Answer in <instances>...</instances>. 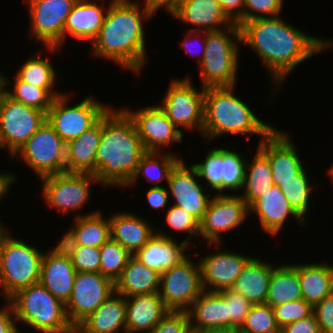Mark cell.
<instances>
[{
  "mask_svg": "<svg viewBox=\"0 0 333 333\" xmlns=\"http://www.w3.org/2000/svg\"><path fill=\"white\" fill-rule=\"evenodd\" d=\"M53 247L43 254L39 282L66 305L73 291L76 270L66 251L58 243Z\"/></svg>",
  "mask_w": 333,
  "mask_h": 333,
  "instance_id": "cell-23",
  "label": "cell"
},
{
  "mask_svg": "<svg viewBox=\"0 0 333 333\" xmlns=\"http://www.w3.org/2000/svg\"><path fill=\"white\" fill-rule=\"evenodd\" d=\"M114 292V282L102 274L76 272L73 291L65 305L69 323L77 327Z\"/></svg>",
  "mask_w": 333,
  "mask_h": 333,
  "instance_id": "cell-17",
  "label": "cell"
},
{
  "mask_svg": "<svg viewBox=\"0 0 333 333\" xmlns=\"http://www.w3.org/2000/svg\"><path fill=\"white\" fill-rule=\"evenodd\" d=\"M327 175L330 177V181H332L333 184V163L330 165V167L327 169Z\"/></svg>",
  "mask_w": 333,
  "mask_h": 333,
  "instance_id": "cell-60",
  "label": "cell"
},
{
  "mask_svg": "<svg viewBox=\"0 0 333 333\" xmlns=\"http://www.w3.org/2000/svg\"><path fill=\"white\" fill-rule=\"evenodd\" d=\"M226 296L228 331H238L252 306L242 294L232 289L221 291Z\"/></svg>",
  "mask_w": 333,
  "mask_h": 333,
  "instance_id": "cell-47",
  "label": "cell"
},
{
  "mask_svg": "<svg viewBox=\"0 0 333 333\" xmlns=\"http://www.w3.org/2000/svg\"><path fill=\"white\" fill-rule=\"evenodd\" d=\"M190 331H228L226 296L221 292L203 291L187 311Z\"/></svg>",
  "mask_w": 333,
  "mask_h": 333,
  "instance_id": "cell-25",
  "label": "cell"
},
{
  "mask_svg": "<svg viewBox=\"0 0 333 333\" xmlns=\"http://www.w3.org/2000/svg\"><path fill=\"white\" fill-rule=\"evenodd\" d=\"M273 310L280 329L292 322L307 318L313 313V307L304 299L286 302L273 307Z\"/></svg>",
  "mask_w": 333,
  "mask_h": 333,
  "instance_id": "cell-48",
  "label": "cell"
},
{
  "mask_svg": "<svg viewBox=\"0 0 333 333\" xmlns=\"http://www.w3.org/2000/svg\"><path fill=\"white\" fill-rule=\"evenodd\" d=\"M204 94L205 88L198 90L190 76L176 77L171 79L164 97L157 103L181 132L197 131L202 136Z\"/></svg>",
  "mask_w": 333,
  "mask_h": 333,
  "instance_id": "cell-10",
  "label": "cell"
},
{
  "mask_svg": "<svg viewBox=\"0 0 333 333\" xmlns=\"http://www.w3.org/2000/svg\"><path fill=\"white\" fill-rule=\"evenodd\" d=\"M4 300V306L0 308V333H23L24 329L22 327L21 330L19 329L21 324L17 325L14 309L9 298H4Z\"/></svg>",
  "mask_w": 333,
  "mask_h": 333,
  "instance_id": "cell-53",
  "label": "cell"
},
{
  "mask_svg": "<svg viewBox=\"0 0 333 333\" xmlns=\"http://www.w3.org/2000/svg\"><path fill=\"white\" fill-rule=\"evenodd\" d=\"M181 1L182 0H144L143 4L153 15H156L162 8L164 12L166 11L171 15L178 8Z\"/></svg>",
  "mask_w": 333,
  "mask_h": 333,
  "instance_id": "cell-57",
  "label": "cell"
},
{
  "mask_svg": "<svg viewBox=\"0 0 333 333\" xmlns=\"http://www.w3.org/2000/svg\"><path fill=\"white\" fill-rule=\"evenodd\" d=\"M226 15L234 22L240 25L244 22V4L243 0H218Z\"/></svg>",
  "mask_w": 333,
  "mask_h": 333,
  "instance_id": "cell-56",
  "label": "cell"
},
{
  "mask_svg": "<svg viewBox=\"0 0 333 333\" xmlns=\"http://www.w3.org/2000/svg\"><path fill=\"white\" fill-rule=\"evenodd\" d=\"M153 104L142 108L139 107L136 111L126 105L121 108L133 120L137 134L146 152L173 153L171 146L174 143L182 144L184 132H181L169 120L166 113L157 103ZM168 149L170 150L168 151Z\"/></svg>",
  "mask_w": 333,
  "mask_h": 333,
  "instance_id": "cell-15",
  "label": "cell"
},
{
  "mask_svg": "<svg viewBox=\"0 0 333 333\" xmlns=\"http://www.w3.org/2000/svg\"><path fill=\"white\" fill-rule=\"evenodd\" d=\"M298 279L303 299L314 307L333 293V264L300 262Z\"/></svg>",
  "mask_w": 333,
  "mask_h": 333,
  "instance_id": "cell-33",
  "label": "cell"
},
{
  "mask_svg": "<svg viewBox=\"0 0 333 333\" xmlns=\"http://www.w3.org/2000/svg\"><path fill=\"white\" fill-rule=\"evenodd\" d=\"M170 17L191 25L189 31H220L234 24L218 0H182Z\"/></svg>",
  "mask_w": 333,
  "mask_h": 333,
  "instance_id": "cell-24",
  "label": "cell"
},
{
  "mask_svg": "<svg viewBox=\"0 0 333 333\" xmlns=\"http://www.w3.org/2000/svg\"><path fill=\"white\" fill-rule=\"evenodd\" d=\"M29 55L30 58L25 60L16 72V75L24 82L43 89H56L57 81L59 80L56 68L52 64V60L42 57V50ZM58 78V79H57Z\"/></svg>",
  "mask_w": 333,
  "mask_h": 333,
  "instance_id": "cell-39",
  "label": "cell"
},
{
  "mask_svg": "<svg viewBox=\"0 0 333 333\" xmlns=\"http://www.w3.org/2000/svg\"><path fill=\"white\" fill-rule=\"evenodd\" d=\"M249 215H255L258 220L260 219L258 222L261 227L260 231L266 232L270 238H275L281 233L290 217L294 218V221H297V225L301 228H306L307 225L293 210L279 186L275 184L249 206Z\"/></svg>",
  "mask_w": 333,
  "mask_h": 333,
  "instance_id": "cell-21",
  "label": "cell"
},
{
  "mask_svg": "<svg viewBox=\"0 0 333 333\" xmlns=\"http://www.w3.org/2000/svg\"><path fill=\"white\" fill-rule=\"evenodd\" d=\"M281 333H321V330L314 313H312L307 318L286 325L281 329Z\"/></svg>",
  "mask_w": 333,
  "mask_h": 333,
  "instance_id": "cell-55",
  "label": "cell"
},
{
  "mask_svg": "<svg viewBox=\"0 0 333 333\" xmlns=\"http://www.w3.org/2000/svg\"><path fill=\"white\" fill-rule=\"evenodd\" d=\"M161 228L156 227V233L133 255L160 275L185 259L189 255L187 252H192L183 240L179 243L172 233L164 232L163 226Z\"/></svg>",
  "mask_w": 333,
  "mask_h": 333,
  "instance_id": "cell-22",
  "label": "cell"
},
{
  "mask_svg": "<svg viewBox=\"0 0 333 333\" xmlns=\"http://www.w3.org/2000/svg\"><path fill=\"white\" fill-rule=\"evenodd\" d=\"M190 323L187 312L169 311L149 333H189Z\"/></svg>",
  "mask_w": 333,
  "mask_h": 333,
  "instance_id": "cell-50",
  "label": "cell"
},
{
  "mask_svg": "<svg viewBox=\"0 0 333 333\" xmlns=\"http://www.w3.org/2000/svg\"><path fill=\"white\" fill-rule=\"evenodd\" d=\"M189 37L193 38L194 40L190 39ZM205 39H206V31H188L187 30V34H185L182 42H180L179 45L181 48L184 49L186 56L193 57V59L195 58L197 64H200V62L203 59V56L205 54V45H206ZM190 40H193L194 44H195L196 40L198 41V43L201 40V44L199 45L200 47L198 46V48H197V45L195 46L193 44V42H191ZM192 48H194V49H192Z\"/></svg>",
  "mask_w": 333,
  "mask_h": 333,
  "instance_id": "cell-52",
  "label": "cell"
},
{
  "mask_svg": "<svg viewBox=\"0 0 333 333\" xmlns=\"http://www.w3.org/2000/svg\"><path fill=\"white\" fill-rule=\"evenodd\" d=\"M257 254L246 263L231 288L242 294L252 304L266 303L268 287L276 265L259 259Z\"/></svg>",
  "mask_w": 333,
  "mask_h": 333,
  "instance_id": "cell-31",
  "label": "cell"
},
{
  "mask_svg": "<svg viewBox=\"0 0 333 333\" xmlns=\"http://www.w3.org/2000/svg\"><path fill=\"white\" fill-rule=\"evenodd\" d=\"M65 152L66 143L46 120L12 159L19 158L41 179L65 172Z\"/></svg>",
  "mask_w": 333,
  "mask_h": 333,
  "instance_id": "cell-12",
  "label": "cell"
},
{
  "mask_svg": "<svg viewBox=\"0 0 333 333\" xmlns=\"http://www.w3.org/2000/svg\"><path fill=\"white\" fill-rule=\"evenodd\" d=\"M218 248L213 253H207L198 260L202 287L205 291L219 292L231 289L246 263L253 257L241 252H233L223 248L222 243H209ZM223 248V249H221ZM217 251V252H216Z\"/></svg>",
  "mask_w": 333,
  "mask_h": 333,
  "instance_id": "cell-19",
  "label": "cell"
},
{
  "mask_svg": "<svg viewBox=\"0 0 333 333\" xmlns=\"http://www.w3.org/2000/svg\"><path fill=\"white\" fill-rule=\"evenodd\" d=\"M13 80V83L9 82L11 81L9 76L4 75L2 72L1 90L12 100L46 113L51 108L53 100L63 94L62 90L43 89L30 85L22 81L16 74ZM12 84V88H8Z\"/></svg>",
  "mask_w": 333,
  "mask_h": 333,
  "instance_id": "cell-37",
  "label": "cell"
},
{
  "mask_svg": "<svg viewBox=\"0 0 333 333\" xmlns=\"http://www.w3.org/2000/svg\"><path fill=\"white\" fill-rule=\"evenodd\" d=\"M1 89H2V72L0 73V91H1Z\"/></svg>",
  "mask_w": 333,
  "mask_h": 333,
  "instance_id": "cell-63",
  "label": "cell"
},
{
  "mask_svg": "<svg viewBox=\"0 0 333 333\" xmlns=\"http://www.w3.org/2000/svg\"><path fill=\"white\" fill-rule=\"evenodd\" d=\"M9 300L17 324L40 333H67L69 323L65 304L54 297L40 282L16 291Z\"/></svg>",
  "mask_w": 333,
  "mask_h": 333,
  "instance_id": "cell-6",
  "label": "cell"
},
{
  "mask_svg": "<svg viewBox=\"0 0 333 333\" xmlns=\"http://www.w3.org/2000/svg\"><path fill=\"white\" fill-rule=\"evenodd\" d=\"M205 54L199 64L201 87L236 86L241 35L237 23L220 31L206 32Z\"/></svg>",
  "mask_w": 333,
  "mask_h": 333,
  "instance_id": "cell-5",
  "label": "cell"
},
{
  "mask_svg": "<svg viewBox=\"0 0 333 333\" xmlns=\"http://www.w3.org/2000/svg\"><path fill=\"white\" fill-rule=\"evenodd\" d=\"M100 256V274L115 283L132 255L118 242L110 238L100 247Z\"/></svg>",
  "mask_w": 333,
  "mask_h": 333,
  "instance_id": "cell-43",
  "label": "cell"
},
{
  "mask_svg": "<svg viewBox=\"0 0 333 333\" xmlns=\"http://www.w3.org/2000/svg\"><path fill=\"white\" fill-rule=\"evenodd\" d=\"M159 186V187H149L147 189L146 193V199H147V203L149 204V206L155 210H167L166 206H170L168 205L170 200V196H169V192L167 189V186ZM164 208V209H163Z\"/></svg>",
  "mask_w": 333,
  "mask_h": 333,
  "instance_id": "cell-54",
  "label": "cell"
},
{
  "mask_svg": "<svg viewBox=\"0 0 333 333\" xmlns=\"http://www.w3.org/2000/svg\"><path fill=\"white\" fill-rule=\"evenodd\" d=\"M272 171L268 159L256 148L251 162L246 160L245 178L240 196L250 206L273 186Z\"/></svg>",
  "mask_w": 333,
  "mask_h": 333,
  "instance_id": "cell-38",
  "label": "cell"
},
{
  "mask_svg": "<svg viewBox=\"0 0 333 333\" xmlns=\"http://www.w3.org/2000/svg\"><path fill=\"white\" fill-rule=\"evenodd\" d=\"M208 149L204 160L192 163L200 180H204L210 193L222 194L223 178V147Z\"/></svg>",
  "mask_w": 333,
  "mask_h": 333,
  "instance_id": "cell-42",
  "label": "cell"
},
{
  "mask_svg": "<svg viewBox=\"0 0 333 333\" xmlns=\"http://www.w3.org/2000/svg\"><path fill=\"white\" fill-rule=\"evenodd\" d=\"M102 134V117L81 136L66 143L65 172L96 176V154Z\"/></svg>",
  "mask_w": 333,
  "mask_h": 333,
  "instance_id": "cell-30",
  "label": "cell"
},
{
  "mask_svg": "<svg viewBox=\"0 0 333 333\" xmlns=\"http://www.w3.org/2000/svg\"><path fill=\"white\" fill-rule=\"evenodd\" d=\"M103 6L94 0H77L64 25V44L67 37L92 43L106 17L108 7Z\"/></svg>",
  "mask_w": 333,
  "mask_h": 333,
  "instance_id": "cell-27",
  "label": "cell"
},
{
  "mask_svg": "<svg viewBox=\"0 0 333 333\" xmlns=\"http://www.w3.org/2000/svg\"><path fill=\"white\" fill-rule=\"evenodd\" d=\"M286 22L279 15L251 19L239 25L241 46L253 50L270 76L269 82L274 86L269 91L270 98L274 96L272 91L274 94L280 91L297 66L333 47V39L309 35Z\"/></svg>",
  "mask_w": 333,
  "mask_h": 333,
  "instance_id": "cell-1",
  "label": "cell"
},
{
  "mask_svg": "<svg viewBox=\"0 0 333 333\" xmlns=\"http://www.w3.org/2000/svg\"><path fill=\"white\" fill-rule=\"evenodd\" d=\"M146 153L133 120L122 108L110 107L102 116L96 154V178L104 187L126 188Z\"/></svg>",
  "mask_w": 333,
  "mask_h": 333,
  "instance_id": "cell-3",
  "label": "cell"
},
{
  "mask_svg": "<svg viewBox=\"0 0 333 333\" xmlns=\"http://www.w3.org/2000/svg\"><path fill=\"white\" fill-rule=\"evenodd\" d=\"M127 333H149L169 312L157 293L125 297Z\"/></svg>",
  "mask_w": 333,
  "mask_h": 333,
  "instance_id": "cell-29",
  "label": "cell"
},
{
  "mask_svg": "<svg viewBox=\"0 0 333 333\" xmlns=\"http://www.w3.org/2000/svg\"><path fill=\"white\" fill-rule=\"evenodd\" d=\"M77 328L83 333H127L125 297L114 292Z\"/></svg>",
  "mask_w": 333,
  "mask_h": 333,
  "instance_id": "cell-32",
  "label": "cell"
},
{
  "mask_svg": "<svg viewBox=\"0 0 333 333\" xmlns=\"http://www.w3.org/2000/svg\"><path fill=\"white\" fill-rule=\"evenodd\" d=\"M202 333H232V331H216V332H202Z\"/></svg>",
  "mask_w": 333,
  "mask_h": 333,
  "instance_id": "cell-62",
  "label": "cell"
},
{
  "mask_svg": "<svg viewBox=\"0 0 333 333\" xmlns=\"http://www.w3.org/2000/svg\"><path fill=\"white\" fill-rule=\"evenodd\" d=\"M239 333H281L273 307L269 304H252Z\"/></svg>",
  "mask_w": 333,
  "mask_h": 333,
  "instance_id": "cell-44",
  "label": "cell"
},
{
  "mask_svg": "<svg viewBox=\"0 0 333 333\" xmlns=\"http://www.w3.org/2000/svg\"><path fill=\"white\" fill-rule=\"evenodd\" d=\"M165 211V224L168 229L177 232V234L187 233V237L183 241L187 245H191V239L199 236V221L190 213L186 212L183 208L172 205ZM179 232V233H178ZM190 243V244H189Z\"/></svg>",
  "mask_w": 333,
  "mask_h": 333,
  "instance_id": "cell-45",
  "label": "cell"
},
{
  "mask_svg": "<svg viewBox=\"0 0 333 333\" xmlns=\"http://www.w3.org/2000/svg\"><path fill=\"white\" fill-rule=\"evenodd\" d=\"M71 94L69 91L56 97L47 112V122L65 143L93 127L111 107L98 101L92 94L78 103L70 104L73 100Z\"/></svg>",
  "mask_w": 333,
  "mask_h": 333,
  "instance_id": "cell-8",
  "label": "cell"
},
{
  "mask_svg": "<svg viewBox=\"0 0 333 333\" xmlns=\"http://www.w3.org/2000/svg\"><path fill=\"white\" fill-rule=\"evenodd\" d=\"M73 224L58 240L60 246H89L100 248L111 238L109 217L102 210L72 220Z\"/></svg>",
  "mask_w": 333,
  "mask_h": 333,
  "instance_id": "cell-26",
  "label": "cell"
},
{
  "mask_svg": "<svg viewBox=\"0 0 333 333\" xmlns=\"http://www.w3.org/2000/svg\"><path fill=\"white\" fill-rule=\"evenodd\" d=\"M244 21L282 15L284 0H243Z\"/></svg>",
  "mask_w": 333,
  "mask_h": 333,
  "instance_id": "cell-49",
  "label": "cell"
},
{
  "mask_svg": "<svg viewBox=\"0 0 333 333\" xmlns=\"http://www.w3.org/2000/svg\"><path fill=\"white\" fill-rule=\"evenodd\" d=\"M11 230L0 248V296L9 298L24 287L39 283L45 250L12 235Z\"/></svg>",
  "mask_w": 333,
  "mask_h": 333,
  "instance_id": "cell-7",
  "label": "cell"
},
{
  "mask_svg": "<svg viewBox=\"0 0 333 333\" xmlns=\"http://www.w3.org/2000/svg\"><path fill=\"white\" fill-rule=\"evenodd\" d=\"M109 3L104 23L91 43V57L111 61L140 77L148 65L144 22L154 15L137 0H109Z\"/></svg>",
  "mask_w": 333,
  "mask_h": 333,
  "instance_id": "cell-2",
  "label": "cell"
},
{
  "mask_svg": "<svg viewBox=\"0 0 333 333\" xmlns=\"http://www.w3.org/2000/svg\"><path fill=\"white\" fill-rule=\"evenodd\" d=\"M236 86L207 87L204 94V120L201 139L212 142L222 135H258L261 142L275 126L258 117L235 94Z\"/></svg>",
  "mask_w": 333,
  "mask_h": 333,
  "instance_id": "cell-4",
  "label": "cell"
},
{
  "mask_svg": "<svg viewBox=\"0 0 333 333\" xmlns=\"http://www.w3.org/2000/svg\"><path fill=\"white\" fill-rule=\"evenodd\" d=\"M5 223L2 222L0 217V248L1 244L3 242V239L6 237V235L9 233L11 228H8V226H4ZM9 229V230H8Z\"/></svg>",
  "mask_w": 333,
  "mask_h": 333,
  "instance_id": "cell-59",
  "label": "cell"
},
{
  "mask_svg": "<svg viewBox=\"0 0 333 333\" xmlns=\"http://www.w3.org/2000/svg\"><path fill=\"white\" fill-rule=\"evenodd\" d=\"M191 256L160 275L159 295L169 311L187 312L204 291L199 262Z\"/></svg>",
  "mask_w": 333,
  "mask_h": 333,
  "instance_id": "cell-14",
  "label": "cell"
},
{
  "mask_svg": "<svg viewBox=\"0 0 333 333\" xmlns=\"http://www.w3.org/2000/svg\"><path fill=\"white\" fill-rule=\"evenodd\" d=\"M248 216L249 206L240 194H215L199 222V235L207 244L223 243L222 234L237 230Z\"/></svg>",
  "mask_w": 333,
  "mask_h": 333,
  "instance_id": "cell-16",
  "label": "cell"
},
{
  "mask_svg": "<svg viewBox=\"0 0 333 333\" xmlns=\"http://www.w3.org/2000/svg\"><path fill=\"white\" fill-rule=\"evenodd\" d=\"M167 186L174 201L170 204L183 208L200 222L213 196L206 193L208 188L200 183L195 168L187 166L182 158L172 169Z\"/></svg>",
  "mask_w": 333,
  "mask_h": 333,
  "instance_id": "cell-18",
  "label": "cell"
},
{
  "mask_svg": "<svg viewBox=\"0 0 333 333\" xmlns=\"http://www.w3.org/2000/svg\"><path fill=\"white\" fill-rule=\"evenodd\" d=\"M69 255L76 272L100 273V248L61 246Z\"/></svg>",
  "mask_w": 333,
  "mask_h": 333,
  "instance_id": "cell-46",
  "label": "cell"
},
{
  "mask_svg": "<svg viewBox=\"0 0 333 333\" xmlns=\"http://www.w3.org/2000/svg\"><path fill=\"white\" fill-rule=\"evenodd\" d=\"M46 120V112L14 101L0 91V149H7L11 158Z\"/></svg>",
  "mask_w": 333,
  "mask_h": 333,
  "instance_id": "cell-13",
  "label": "cell"
},
{
  "mask_svg": "<svg viewBox=\"0 0 333 333\" xmlns=\"http://www.w3.org/2000/svg\"><path fill=\"white\" fill-rule=\"evenodd\" d=\"M17 175L11 171V172H4L0 171V203L1 200L5 199L4 197H7L8 193H10V187L12 184L16 183Z\"/></svg>",
  "mask_w": 333,
  "mask_h": 333,
  "instance_id": "cell-58",
  "label": "cell"
},
{
  "mask_svg": "<svg viewBox=\"0 0 333 333\" xmlns=\"http://www.w3.org/2000/svg\"><path fill=\"white\" fill-rule=\"evenodd\" d=\"M109 216L111 238L124 247L131 255L142 248L156 233L154 223L134 212L117 211Z\"/></svg>",
  "mask_w": 333,
  "mask_h": 333,
  "instance_id": "cell-28",
  "label": "cell"
},
{
  "mask_svg": "<svg viewBox=\"0 0 333 333\" xmlns=\"http://www.w3.org/2000/svg\"><path fill=\"white\" fill-rule=\"evenodd\" d=\"M303 299L298 279V263L277 265L270 278L266 304L275 307L286 302Z\"/></svg>",
  "mask_w": 333,
  "mask_h": 333,
  "instance_id": "cell-35",
  "label": "cell"
},
{
  "mask_svg": "<svg viewBox=\"0 0 333 333\" xmlns=\"http://www.w3.org/2000/svg\"><path fill=\"white\" fill-rule=\"evenodd\" d=\"M291 135L287 131L278 130L275 127L257 144V149L270 163L275 185L294 178L305 167Z\"/></svg>",
  "mask_w": 333,
  "mask_h": 333,
  "instance_id": "cell-20",
  "label": "cell"
},
{
  "mask_svg": "<svg viewBox=\"0 0 333 333\" xmlns=\"http://www.w3.org/2000/svg\"><path fill=\"white\" fill-rule=\"evenodd\" d=\"M114 286L115 292L124 297L157 293L160 289V274L132 255Z\"/></svg>",
  "mask_w": 333,
  "mask_h": 333,
  "instance_id": "cell-34",
  "label": "cell"
},
{
  "mask_svg": "<svg viewBox=\"0 0 333 333\" xmlns=\"http://www.w3.org/2000/svg\"><path fill=\"white\" fill-rule=\"evenodd\" d=\"M321 333H333V293L313 307Z\"/></svg>",
  "mask_w": 333,
  "mask_h": 333,
  "instance_id": "cell-51",
  "label": "cell"
},
{
  "mask_svg": "<svg viewBox=\"0 0 333 333\" xmlns=\"http://www.w3.org/2000/svg\"><path fill=\"white\" fill-rule=\"evenodd\" d=\"M243 155L236 149L228 148L227 144L223 148L222 194L231 195L235 191H242L247 160Z\"/></svg>",
  "mask_w": 333,
  "mask_h": 333,
  "instance_id": "cell-41",
  "label": "cell"
},
{
  "mask_svg": "<svg viewBox=\"0 0 333 333\" xmlns=\"http://www.w3.org/2000/svg\"><path fill=\"white\" fill-rule=\"evenodd\" d=\"M179 155V156H177ZM181 155V157H180ZM182 159V154L170 152H146L139 160L137 170L126 187L137 186L138 180L144 177L151 187L162 186L169 181V176L175 165Z\"/></svg>",
  "mask_w": 333,
  "mask_h": 333,
  "instance_id": "cell-36",
  "label": "cell"
},
{
  "mask_svg": "<svg viewBox=\"0 0 333 333\" xmlns=\"http://www.w3.org/2000/svg\"><path fill=\"white\" fill-rule=\"evenodd\" d=\"M30 17L29 35L49 54L62 52L64 25L77 0H26Z\"/></svg>",
  "mask_w": 333,
  "mask_h": 333,
  "instance_id": "cell-11",
  "label": "cell"
},
{
  "mask_svg": "<svg viewBox=\"0 0 333 333\" xmlns=\"http://www.w3.org/2000/svg\"><path fill=\"white\" fill-rule=\"evenodd\" d=\"M67 333H83V332L77 327H72Z\"/></svg>",
  "mask_w": 333,
  "mask_h": 333,
  "instance_id": "cell-61",
  "label": "cell"
},
{
  "mask_svg": "<svg viewBox=\"0 0 333 333\" xmlns=\"http://www.w3.org/2000/svg\"><path fill=\"white\" fill-rule=\"evenodd\" d=\"M42 185V199L45 205L52 210H58L61 215L73 214V218L93 214L98 211H87L79 213L91 198V186L98 181L91 173H59L45 176L40 179ZM79 210V211H78ZM75 212V213H73Z\"/></svg>",
  "mask_w": 333,
  "mask_h": 333,
  "instance_id": "cell-9",
  "label": "cell"
},
{
  "mask_svg": "<svg viewBox=\"0 0 333 333\" xmlns=\"http://www.w3.org/2000/svg\"><path fill=\"white\" fill-rule=\"evenodd\" d=\"M309 173L304 167L297 175L292 179H288L287 181H281L278 185L282 193L287 198L288 203L291 205L293 210L306 222L308 217V210L311 209L310 203L313 200L311 197L313 195V191L317 184L311 180V177L308 175ZM309 176V177H308ZM315 185V186H314ZM312 194V195H311Z\"/></svg>",
  "mask_w": 333,
  "mask_h": 333,
  "instance_id": "cell-40",
  "label": "cell"
}]
</instances>
